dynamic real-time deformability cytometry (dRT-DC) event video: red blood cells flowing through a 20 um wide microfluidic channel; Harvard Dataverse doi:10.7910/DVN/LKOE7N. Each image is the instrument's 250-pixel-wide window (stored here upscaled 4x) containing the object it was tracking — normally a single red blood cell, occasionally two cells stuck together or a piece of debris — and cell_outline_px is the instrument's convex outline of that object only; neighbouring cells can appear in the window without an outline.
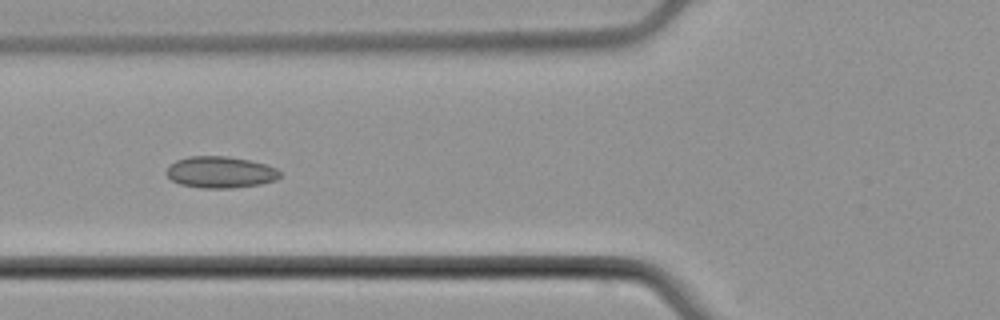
{"species": "common noctule bat (a hibernating species)", "species_latin": "Nyctalus noctula", "temperature_condition": "cold", "stored_images_in_passage": 6, "camera_frame_rate_fps": 3000, "um_per_image_px": 0.085, "animal": {"sex": "male", "body_mass_g": 21.5, "forearm_length_mm": 52.0}, "frame": {"image": 1, "passage_image": 4, "time_ms": 3.667, "image_size_px": [1000, 320], "cell_outline_px": [[280, 176], [276, 180], [260, 184], [232, 188], [200, 188], [180, 184], [172, 180], [164, 172], [176, 160], [188, 156], [228, 156], [248, 160], [264, 164], [276, 168], [280, 172]], "centroid_in_image_um": [18.72, 14.64], "position_along_channel_um": 107.1, "area_um2": 20.81}}
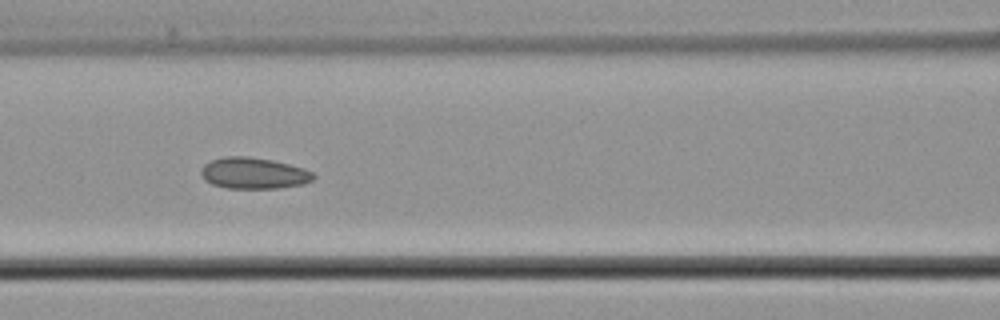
{"frame": {"image": 2, "passage_image": 5, "time_ms": 4.667, "image_size_px": [1000, 320], "cell_outline_px": [[316, 176], [312, 180], [304, 184], [280, 188], [228, 188], [212, 184], [204, 180], [200, 172], [204, 164], [212, 160], [224, 156], [248, 156], [272, 160], [304, 168], [312, 172]], "centroid_in_image_um": [21.56, 14.72], "position_along_channel_um": 145.0, "area_um2": 20.52}}
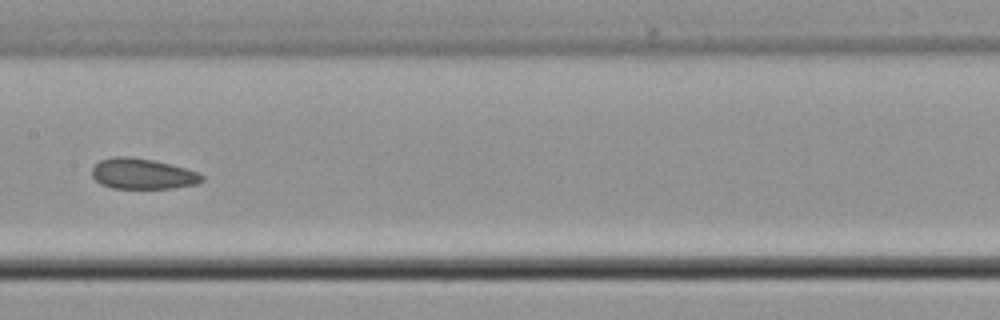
{"frame": {"image": 3, "passage_image": 6, "time_ms": 6.0, "image_size_px": [1000, 320], "cell_outline_px": [[204, 180], [196, 184], [172, 188], [112, 188], [100, 184], [92, 176], [92, 168], [100, 160], [112, 156], [132, 156], [172, 164], [200, 172], [204, 176]], "centroid_in_image_um": [12.13, 14.76], "position_along_channel_um": 195.3, "area_um2": 19.83}}